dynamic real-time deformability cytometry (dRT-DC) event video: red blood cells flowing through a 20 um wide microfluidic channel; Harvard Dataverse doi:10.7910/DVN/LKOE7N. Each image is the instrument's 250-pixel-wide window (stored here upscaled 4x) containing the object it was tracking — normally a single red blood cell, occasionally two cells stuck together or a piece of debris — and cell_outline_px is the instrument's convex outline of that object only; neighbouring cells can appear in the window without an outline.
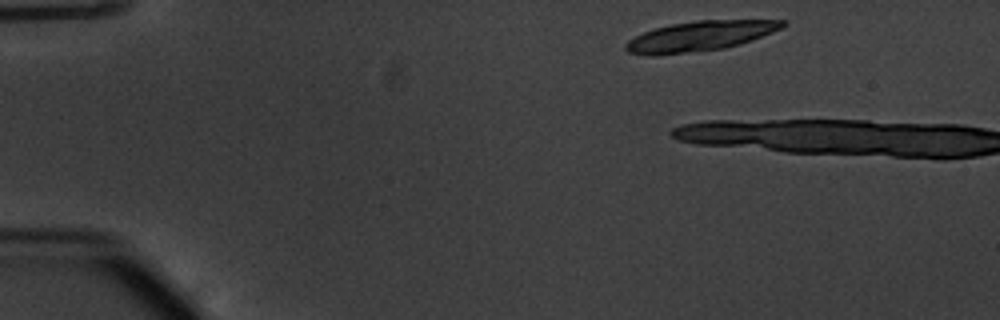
{"species": "common noctule bat (a hibernating species)", "species_latin": "Nyctalus noctula", "temperature_condition": "warm", "stored_images_in_passage": 3, "camera_frame_rate_fps": 3000, "um_per_image_px": 0.085, "animal": {"sex": "male", "body_mass_g": 20.1, "forearm_length_mm": 53.5}, "frame": {"image": 1, "passage_image": 1, "time_ms": 0.0, "image_size_px": [1000, 320], "cell_outline_px": [[788, 24], [772, 32], [752, 40], [740, 44], [724, 48], [656, 56], [648, 56], [628, 52], [624, 48], [624, 44], [628, 40], [644, 32], [656, 28], [672, 24], [696, 20], [788, 20]], "centroid_in_image_um": [59.48, 3.07], "position_along_channel_um": 25.5, "area_um2": 27.34}}